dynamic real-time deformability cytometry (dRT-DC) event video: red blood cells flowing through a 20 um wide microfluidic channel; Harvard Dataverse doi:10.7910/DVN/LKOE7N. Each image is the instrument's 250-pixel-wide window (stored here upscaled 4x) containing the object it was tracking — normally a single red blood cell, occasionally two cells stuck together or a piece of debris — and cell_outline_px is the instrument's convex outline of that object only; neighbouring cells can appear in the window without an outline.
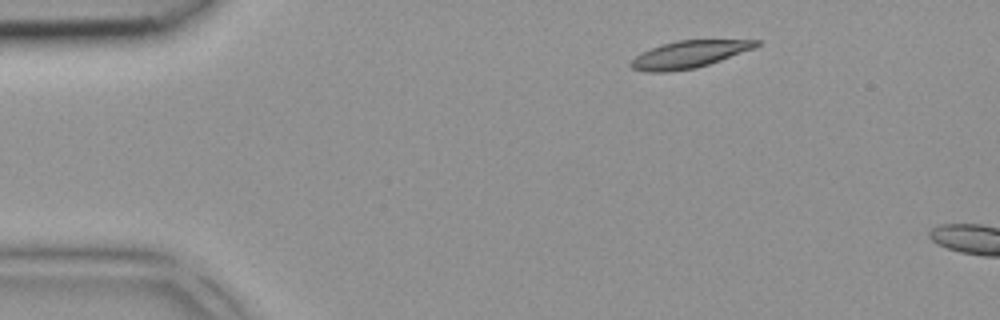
{"species": "common noctule bat (a hibernating species)", "species_latin": "Nyctalus noctula", "temperature_condition": "room temperature", "stored_images_in_passage": 2, "camera_frame_rate_fps": 3000, "um_per_image_px": 0.085, "animal": {"sex": "female", "body_mass_g": 18.4}, "frame": {"image": 1, "passage_image": 1, "time_ms": 0.0, "image_size_px": [1000, 320], "cell_outline_px": [[760, 44], [756, 48], [696, 68], [668, 72], [644, 72], [632, 68], [628, 64], [640, 52], [676, 40], [760, 40]], "centroid_in_image_um": [58.56, 4.63], "position_along_channel_um": 26.4, "area_um2": 19.83}}